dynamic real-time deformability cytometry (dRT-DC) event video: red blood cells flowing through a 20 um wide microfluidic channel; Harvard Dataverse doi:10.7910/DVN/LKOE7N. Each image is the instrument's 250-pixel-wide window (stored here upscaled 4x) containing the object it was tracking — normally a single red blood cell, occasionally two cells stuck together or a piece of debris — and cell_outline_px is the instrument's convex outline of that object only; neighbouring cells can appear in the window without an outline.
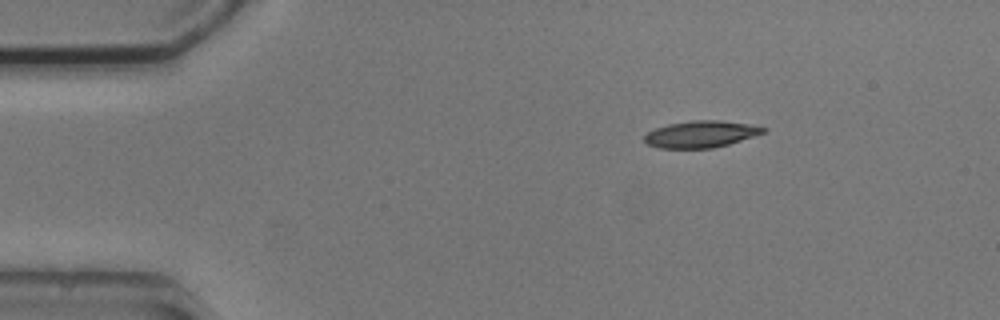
{"species": "common noctule bat (a hibernating species)", "species_latin": "Nyctalus noctula", "temperature_condition": "cold", "stored_images_in_passage": 3, "camera_frame_rate_fps": 3000, "um_per_image_px": 0.085, "animal": {"sex": "male", "body_mass_g": 20.5, "forearm_length_mm": 52.5}, "frame": {"image": 1, "passage_image": 1, "time_ms": 0.0, "image_size_px": [1000, 320], "cell_outline_px": [[768, 128], [764, 132], [728, 144], [712, 148], [660, 148], [648, 144], [644, 140], [644, 136], [648, 132], [656, 128], [668, 124], [692, 120], [716, 120], [748, 124]], "centroid_in_image_um": [59.54, 11.4], "position_along_channel_um": 25.5, "area_um2": 18.21}}